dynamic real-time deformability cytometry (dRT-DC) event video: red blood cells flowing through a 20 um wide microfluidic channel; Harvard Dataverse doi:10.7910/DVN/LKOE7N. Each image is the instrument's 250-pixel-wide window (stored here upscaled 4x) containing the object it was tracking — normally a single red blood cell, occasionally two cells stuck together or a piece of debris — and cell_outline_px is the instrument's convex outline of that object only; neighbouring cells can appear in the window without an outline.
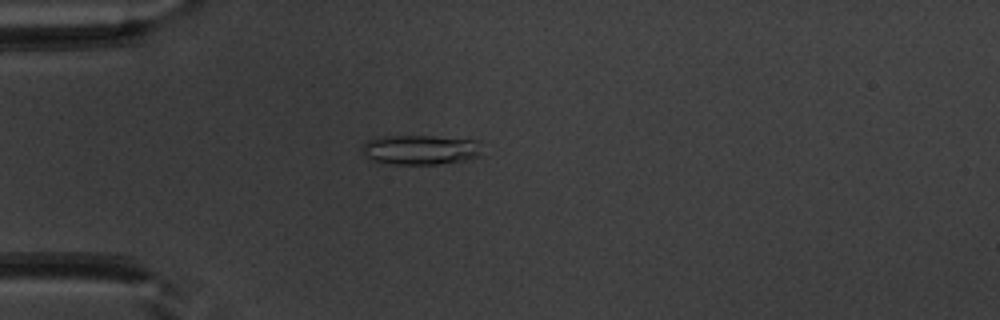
{"species": "common noctule bat (a hibernating species)", "species_latin": "Nyctalus noctula", "temperature_condition": "warm", "stored_images_in_passage": 52, "camera_frame_rate_fps": 3000, "um_per_image_px": 0.085, "animal": {"sex": "male", "body_mass_g": 20.1, "forearm_length_mm": 53.5}, "frame": {"image": 1, "passage_image": 15, "time_ms": 4.667, "image_size_px": [1000, 320], "cell_outline_px": [[480, 156], [464, 160], [436, 164], [392, 164], [372, 160], [364, 156], [360, 152], [360, 148], [368, 140], [380, 136], [436, 136], [476, 140]], "centroid_in_image_um": [35.64, 12.72], "position_along_channel_um": 49.4, "area_um2": 20.69}}
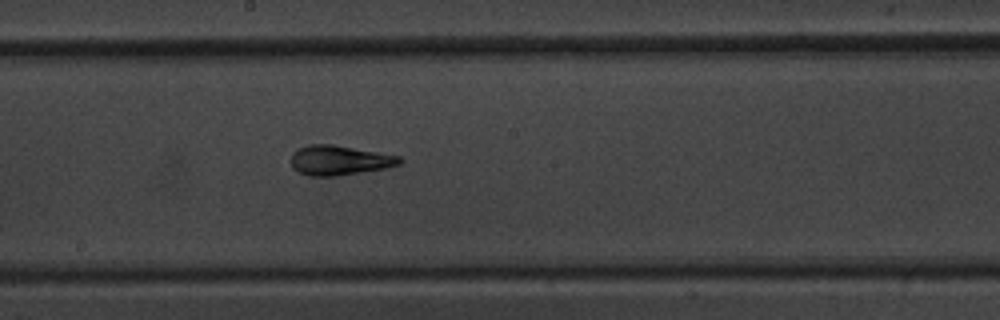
{"frame": {"image": 2, "passage_image": 29, "time_ms": 9.333, "image_size_px": [1000, 320], "cell_outline_px": [[404, 160], [400, 164], [388, 168], [336, 176], [308, 176], [296, 172], [292, 168], [288, 160], [292, 152], [296, 148], [308, 144], [332, 144], [400, 156]], "centroid_in_image_um": [28.78, 13.63], "position_along_channel_um": 219.4, "area_um2": 19.31}}
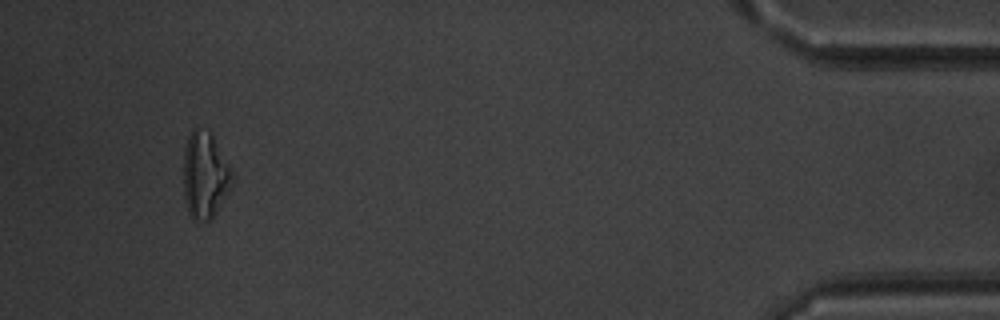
{"frame": {"image": 3, "passage_image": 49, "time_ms": 16.0, "image_size_px": [1000, 320], "cell_outline_px": [[236, 176], [228, 192], [212, 220], [192, 220], [188, 212], [184, 200], [184, 148], [188, 136], [192, 128], [196, 128], [208, 132], [212, 136]], "centroid_in_image_um": [17.42, 14.93], "position_along_channel_um": 417.8, "area_um2": 24.62}, "authors_computed_cell_mechanics": {"area_um2": 19.4786, "velocity_mm_per_s": 3.9772, "shape_relaxation_time_tau1_ms": null, "shape_relaxation_time_tau2_ms": 2.3985, "deformation_change_tau1": null, "deformation_change_tau2": 0.0749}}